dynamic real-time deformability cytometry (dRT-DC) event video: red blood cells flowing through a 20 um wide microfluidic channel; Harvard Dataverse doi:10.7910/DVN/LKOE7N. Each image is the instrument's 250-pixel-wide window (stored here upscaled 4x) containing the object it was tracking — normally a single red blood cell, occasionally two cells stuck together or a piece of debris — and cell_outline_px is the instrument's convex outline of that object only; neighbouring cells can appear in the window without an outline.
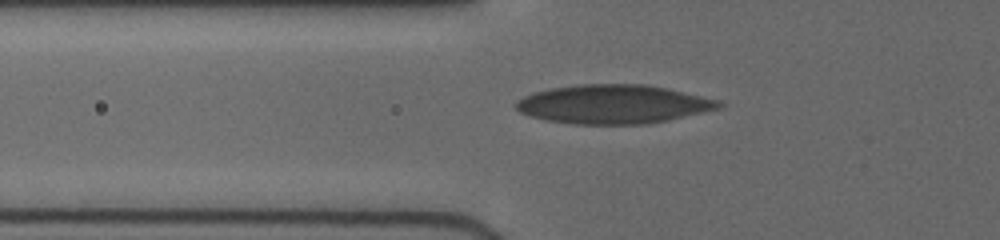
{"species": "human", "species_latin": "Homo sapiens", "temperature_condition": "cold", "stored_images_in_passage": 3, "camera_frame_rate_fps": 3000, "um_per_image_px": 0.085, "donor": {"sex": "female"}, "frame": {"image": 1, "passage_image": 2, "time_ms": 0.333, "image_size_px": [1000, 240], "cell_outline_px": [[724, 108], [668, 120], [648, 124], [572, 124], [544, 120], [528, 116], [520, 112], [516, 108], [516, 100], [532, 92], [552, 88], [576, 84], [644, 84], [664, 88], [720, 100], [724, 104]], "centroid_in_image_um": [52.12, 8.86], "position_along_channel_um": 73.7, "area_um2": 46.24}}